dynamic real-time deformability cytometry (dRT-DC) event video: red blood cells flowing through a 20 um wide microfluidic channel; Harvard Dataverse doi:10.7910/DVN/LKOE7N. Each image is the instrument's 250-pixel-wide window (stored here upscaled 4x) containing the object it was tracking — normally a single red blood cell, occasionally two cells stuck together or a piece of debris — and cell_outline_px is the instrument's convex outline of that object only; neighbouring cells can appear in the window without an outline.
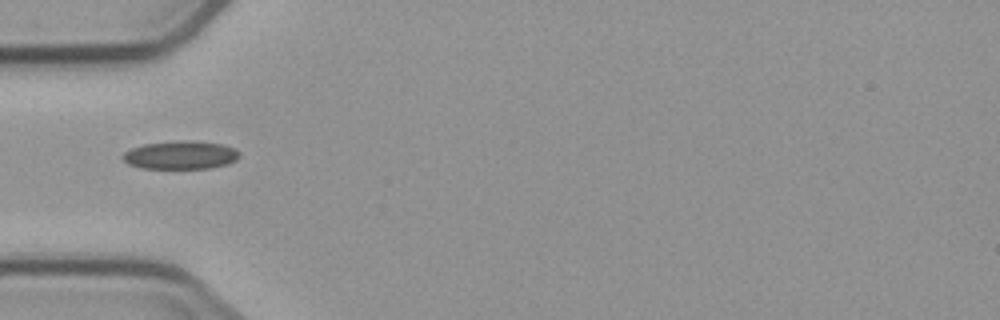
{"species": "common noctule bat (a hibernating species)", "species_latin": "Nyctalus noctula", "temperature_condition": "cold", "stored_images_in_passage": 3, "camera_frame_rate_fps": 3000, "um_per_image_px": 0.085, "animal": {"sex": "male", "body_mass_g": 23.1, "forearm_length_mm": 52.7}, "frame": {"image": 1, "passage_image": 1, "time_ms": 0.0, "image_size_px": [1000, 320], "cell_outline_px": [[240, 156], [236, 160], [228, 164], [212, 168], [140, 168], [128, 164], [120, 156], [124, 152], [132, 148], [144, 144], [176, 140], [192, 140], [224, 144], [240, 152]], "centroid_in_image_um": [15.35, 13.17], "position_along_channel_um": 69.6, "area_um2": 19.42}}
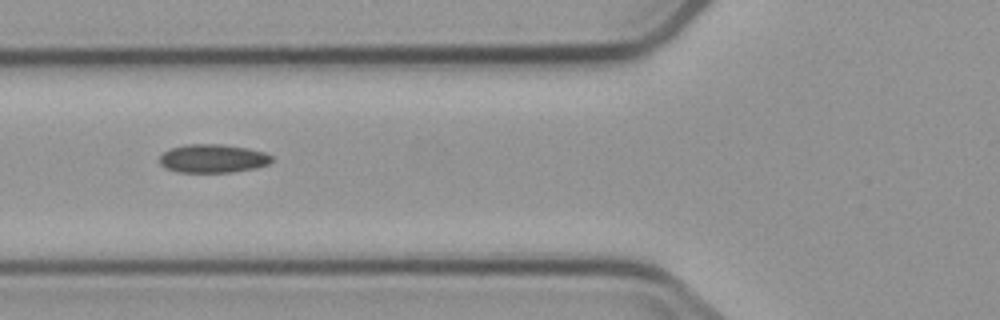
{"frame": {"image": 2, "passage_image": 2, "time_ms": 1.0, "image_size_px": [1000, 320], "cell_outline_px": [[272, 160], [268, 164], [256, 168], [232, 172], [176, 172], [164, 168], [160, 164], [160, 156], [164, 152], [172, 148], [188, 144], [220, 144], [248, 148], [264, 152], [272, 156]], "centroid_in_image_um": [18.09, 13.48], "position_along_channel_um": 107.7, "area_um2": 18.61}}
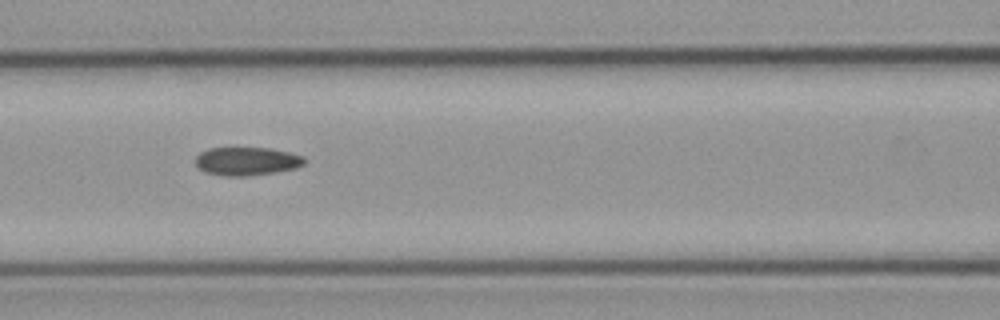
{"frame": {"image": 3, "passage_image": 3, "time_ms": 2.0, "image_size_px": [1000, 320], "cell_outline_px": [[304, 164], [296, 168], [248, 176], [224, 176], [204, 172], [196, 164], [196, 156], [200, 152], [208, 148], [272, 148], [304, 156]], "centroid_in_image_um": [20.96, 13.7], "position_along_channel_um": 145.6, "area_um2": 17.92}}